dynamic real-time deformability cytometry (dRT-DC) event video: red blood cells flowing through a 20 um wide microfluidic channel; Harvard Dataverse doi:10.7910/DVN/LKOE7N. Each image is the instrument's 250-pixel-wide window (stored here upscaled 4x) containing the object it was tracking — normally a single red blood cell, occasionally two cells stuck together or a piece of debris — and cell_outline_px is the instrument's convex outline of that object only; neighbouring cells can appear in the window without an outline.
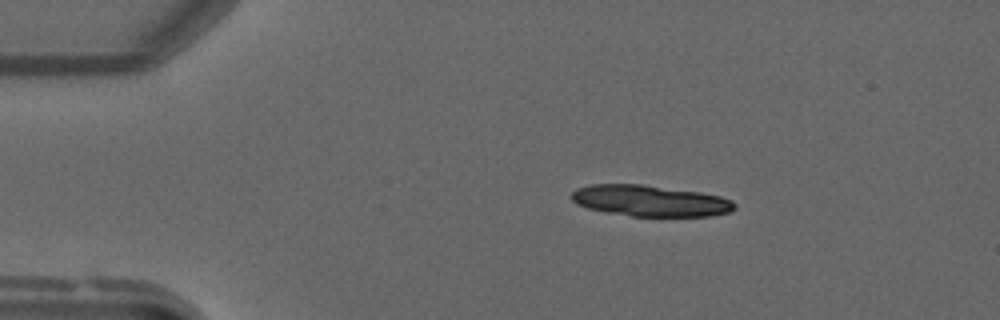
{"species": "common noctule bat (a hibernating species)", "species_latin": "Nyctalus noctula", "temperature_condition": "warm", "stored_images_in_passage": 49, "camera_frame_rate_fps": 3000, "um_per_image_px": 0.085, "animal": {"sex": "male", "forearm_length_mm": 52.5}, "frame": {"image": 1, "passage_image": 8, "time_ms": 2.333, "image_size_px": [1000, 320], "cell_outline_px": [[736, 208], [728, 212], [712, 216], [632, 216], [604, 212], [588, 208], [576, 204], [568, 196], [576, 188], [588, 184], [640, 184], [700, 192], [720, 196], [732, 200], [736, 204]], "centroid_in_image_um": [55.22, 17.06], "position_along_channel_um": 29.8, "area_um2": 29.82}}
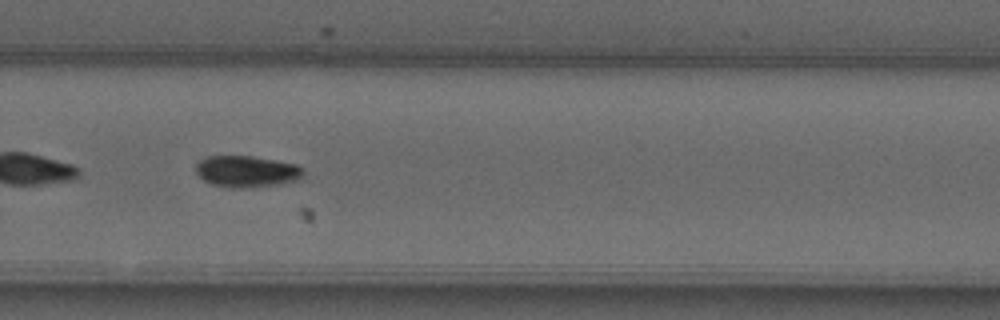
{"frame": {"image": 2, "passage_image": 33, "time_ms": 10.667, "image_size_px": [1000, 320], "cell_outline_px": [[304, 176], [300, 180], [280, 184], [212, 184], [204, 180], [196, 172], [196, 164], [200, 160], [208, 156], [252, 156], [276, 160], [296, 164], [304, 168]], "centroid_in_image_um": [21.04, 14.5], "position_along_channel_um": 308.8, "area_um2": 18.73}}
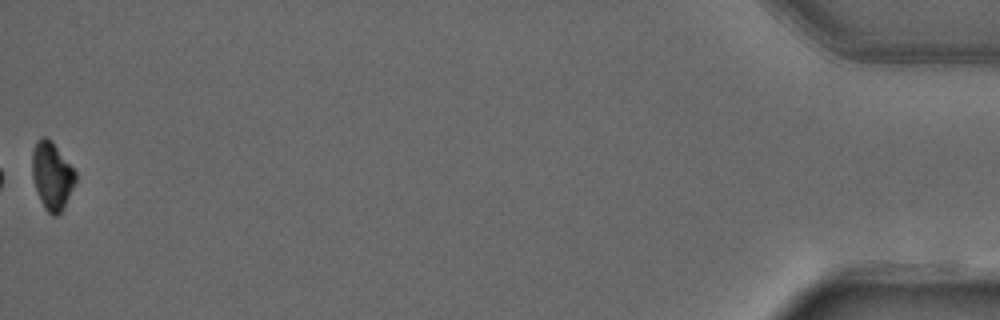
{"frame": {"image": 3, "passage_image": 49, "time_ms": 16.0, "image_size_px": [1000, 320], "cell_outline_px": [[76, 180], [60, 212], [56, 216], [52, 216], [44, 208], [40, 200], [32, 176], [32, 152], [36, 140], [44, 136], [52, 140], [76, 172]], "centroid_in_image_um": [4.39, 14.9], "position_along_channel_um": 430.8, "area_um2": 16.88}}